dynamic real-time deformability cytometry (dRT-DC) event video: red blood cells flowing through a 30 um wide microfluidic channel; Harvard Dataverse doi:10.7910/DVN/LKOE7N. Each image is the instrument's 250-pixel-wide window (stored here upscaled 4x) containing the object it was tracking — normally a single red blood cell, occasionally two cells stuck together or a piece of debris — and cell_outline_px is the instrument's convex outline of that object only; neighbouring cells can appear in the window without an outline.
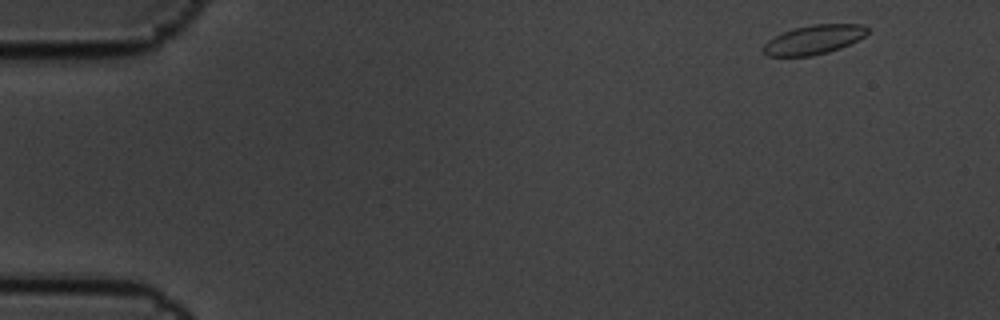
{"species": "common noctule bat (a hibernating species)", "species_latin": "Nyctalus noctula", "temperature_condition": "cold", "stored_images_in_passage": 4, "camera_frame_rate_fps": 3000, "um_per_image_px": 0.085, "animal": {"sex": "male", "body_mass_g": 19.5, "forearm_length_mm": 54.6}, "frame": {"image": 1, "passage_image": 1, "time_ms": 0.0, "image_size_px": [1000, 320], "cell_outline_px": [[868, 32], [864, 36], [840, 48], [828, 52], [812, 56], [768, 56], [764, 52], [764, 44], [768, 40], [792, 28], [812, 24], [860, 24], [868, 28]], "centroid_in_image_um": [69.17, 3.36], "position_along_channel_um": 15.8, "area_um2": 17.51}}
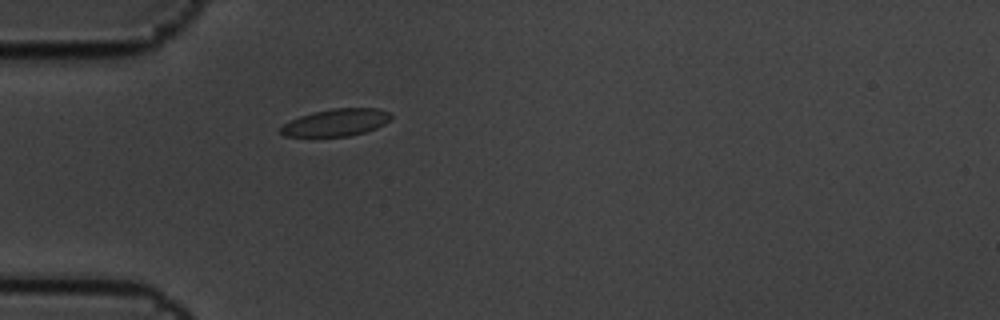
{"frame": {"image": 2, "passage_image": 4, "time_ms": 1.0, "image_size_px": [1000, 320], "cell_outline_px": [[392, 116], [384, 124], [376, 128], [364, 132], [348, 136], [284, 136], [280, 132], [280, 128], [284, 124], [300, 116], [312, 112], [332, 108], [376, 108], [388, 112]], "centroid_in_image_um": [28.56, 10.4], "position_along_channel_um": 56.4, "area_um2": 17.28}}